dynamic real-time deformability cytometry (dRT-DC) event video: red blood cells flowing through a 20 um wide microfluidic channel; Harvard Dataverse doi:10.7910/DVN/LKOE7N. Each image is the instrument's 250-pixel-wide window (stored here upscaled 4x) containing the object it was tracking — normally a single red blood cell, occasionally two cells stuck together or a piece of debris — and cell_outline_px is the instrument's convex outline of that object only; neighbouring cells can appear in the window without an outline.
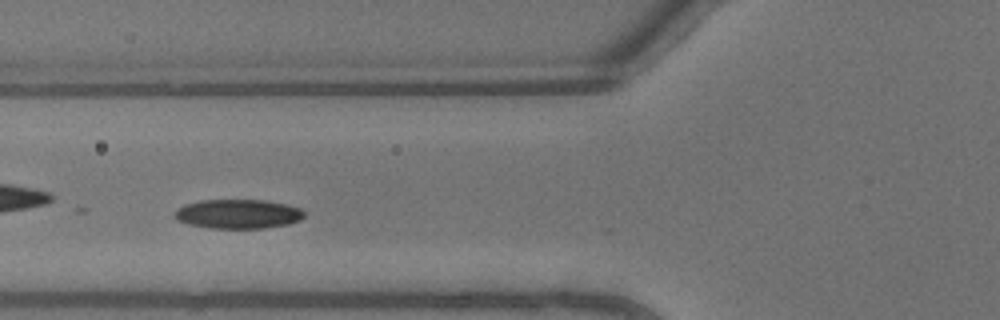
{"species": "common noctule bat (a hibernating species)", "species_latin": "Nyctalus noctula", "temperature_condition": "warm", "stored_images_in_passage": 26, "camera_frame_rate_fps": 3000, "um_per_image_px": 0.085, "animal": {"sex": "male", "body_mass_g": 13.3}, "frame": {"image": 1, "passage_image": 5, "time_ms": 1.333, "image_size_px": [1000, 320], "cell_outline_px": [[304, 216], [300, 220], [288, 224], [264, 228], [208, 228], [188, 224], [176, 220], [172, 216], [172, 212], [176, 208], [184, 204], [200, 200], [264, 200], [288, 204], [300, 208], [304, 212]], "centroid_in_image_um": [20.17, 18.18], "position_along_channel_um": 105.6, "area_um2": 22.43}}
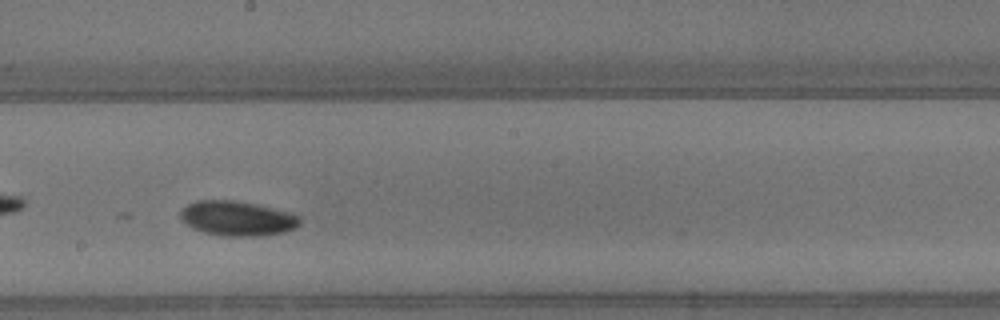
{"frame": {"image": 2, "passage_image": 13, "time_ms": 4.0, "image_size_px": [1000, 320], "cell_outline_px": [[300, 224], [284, 232], [260, 236], [224, 236], [204, 232], [192, 228], [180, 216], [180, 212], [188, 204], [196, 200], [236, 200], [256, 204], [288, 212], [300, 216]], "centroid_in_image_um": [20.17, 18.56], "position_along_channel_um": 228.0, "area_um2": 23.99}}
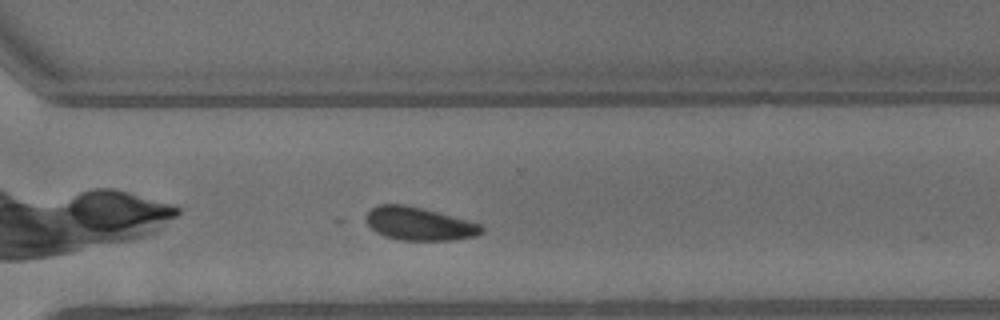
{"frame": {"image": 3, "passage_image": 20, "time_ms": 6.333, "image_size_px": [1000, 320], "cell_outline_px": [[484, 232], [476, 236], [452, 240], [400, 240], [384, 236], [376, 232], [368, 224], [368, 212], [372, 208], [380, 204], [404, 204], [424, 208], [480, 224], [484, 228]], "centroid_in_image_um": [35.65, 19.02], "position_along_channel_um": 334.9, "area_um2": 22.14}, "authors_computed_cell_mechanics": {"area_um2": 22.3108, "velocity_mm_per_s": 4.5896, "shape_relaxation_time_tau1_ms": null, "shape_relaxation_time_tau2_ms": 6.3028, "deformation_change_tau1": null, "deformation_change_tau2": 0.1284}}